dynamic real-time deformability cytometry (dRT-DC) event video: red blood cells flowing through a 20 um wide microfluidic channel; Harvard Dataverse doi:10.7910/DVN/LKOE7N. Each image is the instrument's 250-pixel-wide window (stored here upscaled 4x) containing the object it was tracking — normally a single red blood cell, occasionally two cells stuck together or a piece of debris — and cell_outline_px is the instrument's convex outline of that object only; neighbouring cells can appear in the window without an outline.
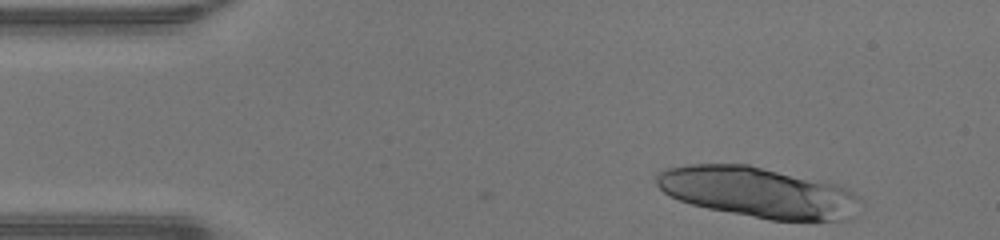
{"species": "human", "species_latin": "Homo sapiens", "temperature_condition": "warm", "stored_images_in_passage": 19, "segment_of_instrument_passage": [1, 2], "camera_frame_rate_fps": 3000, "um_per_image_px": 0.085, "donor": {"sex": "male"}, "frame": {"image": 1, "passage_image": 1, "time_ms": 0.0, "image_size_px": [1000, 240], "cell_outline_px": [[860, 200], [856, 216], [852, 220], [772, 220], [708, 208], [692, 204], [680, 200], [664, 192], [656, 184], [656, 172], [668, 168], [688, 164], [748, 164], [824, 180], [840, 184], [860, 196]], "centroid_in_image_um": [64.51, 16.33], "position_along_channel_um": 20.5, "area_um2": 60.52}}